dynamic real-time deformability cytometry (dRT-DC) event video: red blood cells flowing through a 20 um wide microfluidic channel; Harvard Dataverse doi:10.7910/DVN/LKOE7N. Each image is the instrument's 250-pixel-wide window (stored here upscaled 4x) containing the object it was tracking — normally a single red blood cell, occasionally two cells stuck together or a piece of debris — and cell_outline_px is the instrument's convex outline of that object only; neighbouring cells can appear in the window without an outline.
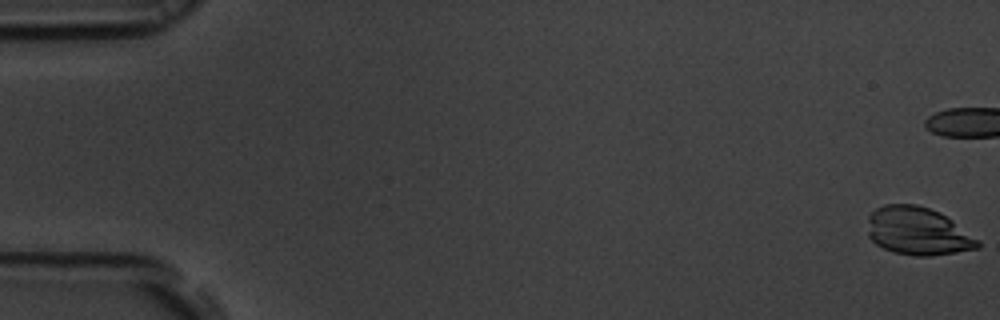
{"species": "common noctule bat (a hibernating species)", "species_latin": "Nyctalus noctula", "temperature_condition": "room temperature", "stored_images_in_passage": 57, "camera_frame_rate_fps": 3000, "um_per_image_px": 0.085, "animal": {"sex": "male", "body_mass_g": 19.5, "forearm_length_mm": 54.6}, "frame": {"image": 1, "passage_image": 1, "time_ms": 0.0, "image_size_px": [1000, 320], "cell_outline_px": [[980, 248], [956, 252], [928, 256], [916, 256], [892, 252], [876, 244], [868, 236], [868, 216], [876, 208], [884, 204], [916, 204], [940, 212], [952, 220], [980, 240]], "centroid_in_image_um": [78.01, 19.65], "position_along_channel_um": 7.0, "area_um2": 30.87}}